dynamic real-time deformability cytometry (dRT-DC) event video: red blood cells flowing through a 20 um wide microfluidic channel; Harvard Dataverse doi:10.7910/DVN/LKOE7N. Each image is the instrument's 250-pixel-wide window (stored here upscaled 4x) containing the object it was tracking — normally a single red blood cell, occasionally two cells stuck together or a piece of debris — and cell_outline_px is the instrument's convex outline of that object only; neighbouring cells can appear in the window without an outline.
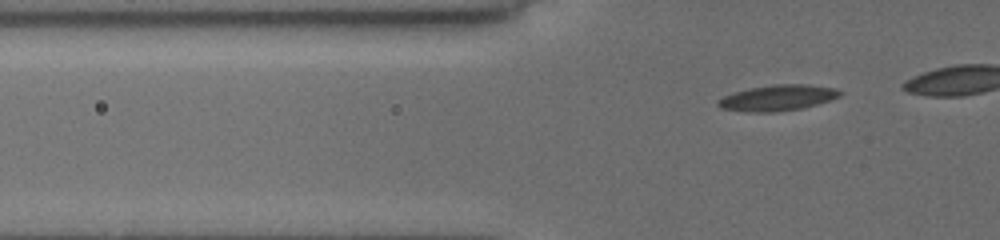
{"species": "common noctule bat (a hibernating species)", "species_latin": "Nyctalus noctula", "temperature_condition": "cold", "stored_images_in_passage": 17, "camera_frame_rate_fps": 3000, "um_per_image_px": 0.085, "animal": {"sex": "female", "body_mass_g": 19.5, "forearm_length_mm": 54.1}, "frame": {"image": 1, "passage_image": 4, "time_ms": 1.0, "image_size_px": [1000, 240], "cell_outline_px": [[844, 92], [840, 96], [832, 100], [800, 108], [776, 112], [748, 112], [720, 108], [716, 104], [716, 100], [724, 96], [748, 88], [772, 84], [808, 84], [836, 88]], "centroid_in_image_um": [66.11, 8.31], "position_along_channel_um": 59.7, "area_um2": 18.5}}
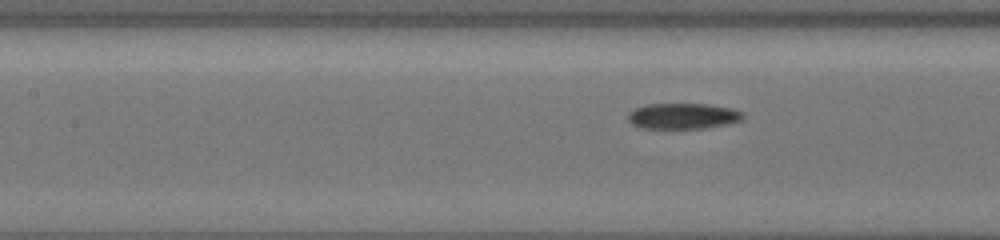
{"frame": {"image": 2, "passage_image": 12, "time_ms": 3.667, "image_size_px": [1000, 240], "cell_outline_px": [[744, 116], [740, 120], [728, 124], [704, 128], [644, 128], [632, 124], [628, 120], [628, 112], [644, 104], [708, 104], [732, 108], [744, 112]], "centroid_in_image_um": [58.06, 9.85], "position_along_channel_um": 149.3, "area_um2": 17.28}}
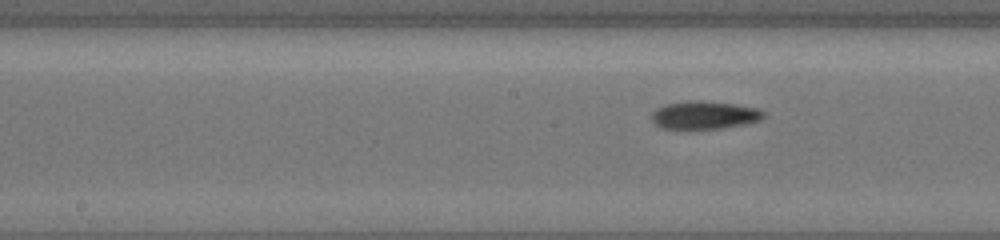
{"frame": {"image": 3, "passage_image": 14, "time_ms": 4.333, "image_size_px": [1000, 240], "cell_outline_px": [[764, 116], [760, 120], [744, 124], [720, 128], [664, 128], [656, 124], [652, 120], [652, 112], [656, 108], [664, 104], [684, 100], [700, 100], [736, 104], [760, 108], [764, 112]], "centroid_in_image_um": [59.88, 9.75], "position_along_channel_um": 188.3, "area_um2": 18.26}}